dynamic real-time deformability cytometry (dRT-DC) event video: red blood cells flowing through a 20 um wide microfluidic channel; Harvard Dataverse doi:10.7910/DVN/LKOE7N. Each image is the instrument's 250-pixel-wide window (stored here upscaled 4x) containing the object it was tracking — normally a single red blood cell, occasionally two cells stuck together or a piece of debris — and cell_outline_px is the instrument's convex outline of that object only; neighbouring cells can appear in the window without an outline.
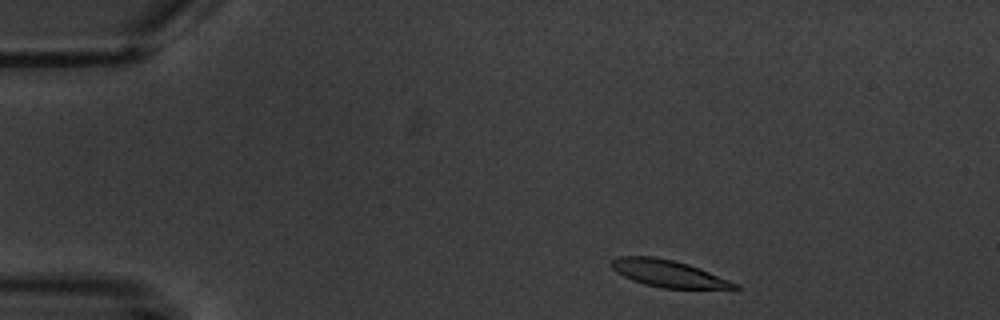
{"species": "common noctule bat (a hibernating species)", "species_latin": "Nyctalus noctula", "temperature_condition": "warm", "stored_images_in_passage": 3, "camera_frame_rate_fps": 3000, "um_per_image_px": 0.085, "animal": {"sex": "male", "body_mass_g": 20.1, "forearm_length_mm": 53.5}, "frame": {"image": 1, "passage_image": 1, "time_ms": 0.0, "image_size_px": [1000, 320], "cell_outline_px": [[740, 288], [736, 292], [664, 288], [644, 284], [632, 280], [616, 272], [608, 264], [616, 256], [652, 256], [672, 260], [688, 264], [700, 268], [740, 284]], "centroid_in_image_um": [56.98, 23.31], "position_along_channel_um": 28.0, "area_um2": 20.4}}